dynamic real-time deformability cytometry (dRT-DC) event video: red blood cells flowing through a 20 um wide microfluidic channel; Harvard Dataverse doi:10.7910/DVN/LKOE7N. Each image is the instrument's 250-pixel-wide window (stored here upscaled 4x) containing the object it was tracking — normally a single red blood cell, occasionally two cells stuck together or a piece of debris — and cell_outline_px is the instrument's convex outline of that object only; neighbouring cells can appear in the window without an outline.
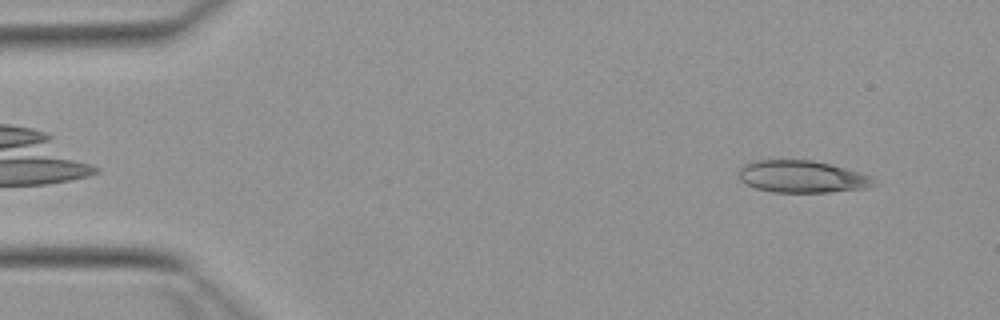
{"species": "Egyptian fruit bat (a non-hibernating species)", "species_latin": "Rousettus aegyptiacus", "temperature_condition": "warm", "stored_images_in_passage": 21, "camera_frame_rate_fps": 3000, "um_per_image_px": 0.085, "animal": {"sex": "female"}, "frame": {"image": 1, "passage_image": 2, "time_ms": 0.333, "image_size_px": [1000, 320], "cell_outline_px": [[876, 184], [868, 188], [828, 192], [772, 192], [756, 188], [740, 180], [736, 172], [744, 164], [752, 160], [812, 160], [832, 164], [868, 176]], "centroid_in_image_um": [68.1, 15.01], "position_along_channel_um": 16.9, "area_um2": 25.2}}
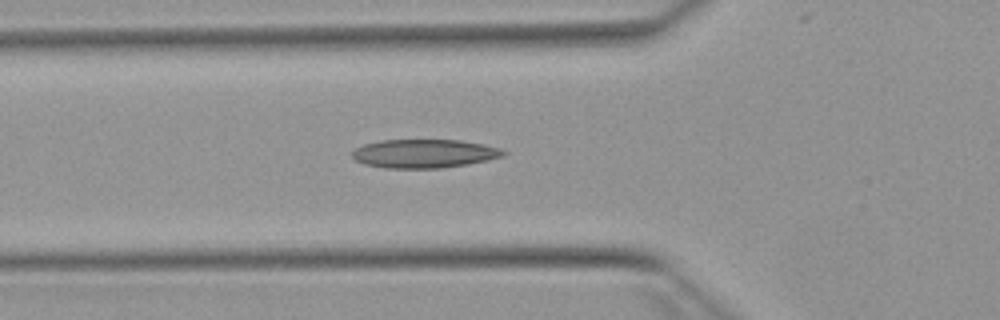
{"frame": {"image": 2, "passage_image": 15, "time_ms": 4.667, "image_size_px": [1000, 320], "cell_outline_px": [[508, 152], [504, 156], [488, 160], [468, 164], [440, 168], [384, 168], [364, 164], [356, 160], [352, 156], [352, 152], [356, 148], [364, 144], [380, 140], [460, 140], [484, 144], [500, 148]], "centroid_in_image_um": [36.08, 13.05], "position_along_channel_um": 89.7, "area_um2": 25.32}}
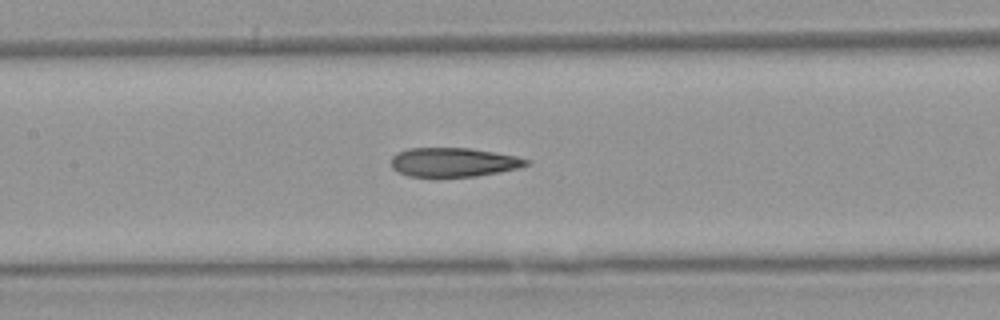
{"frame": {"image": 3, "passage_image": 21, "time_ms": 6.667, "image_size_px": [1000, 320], "cell_outline_px": [[528, 164], [520, 168], [500, 172], [476, 176], [436, 180], [408, 176], [392, 168], [392, 156], [396, 152], [408, 148], [468, 148], [516, 156], [528, 160]], "centroid_in_image_um": [38.49, 13.84], "position_along_channel_um": 168.9, "area_um2": 23.64}}